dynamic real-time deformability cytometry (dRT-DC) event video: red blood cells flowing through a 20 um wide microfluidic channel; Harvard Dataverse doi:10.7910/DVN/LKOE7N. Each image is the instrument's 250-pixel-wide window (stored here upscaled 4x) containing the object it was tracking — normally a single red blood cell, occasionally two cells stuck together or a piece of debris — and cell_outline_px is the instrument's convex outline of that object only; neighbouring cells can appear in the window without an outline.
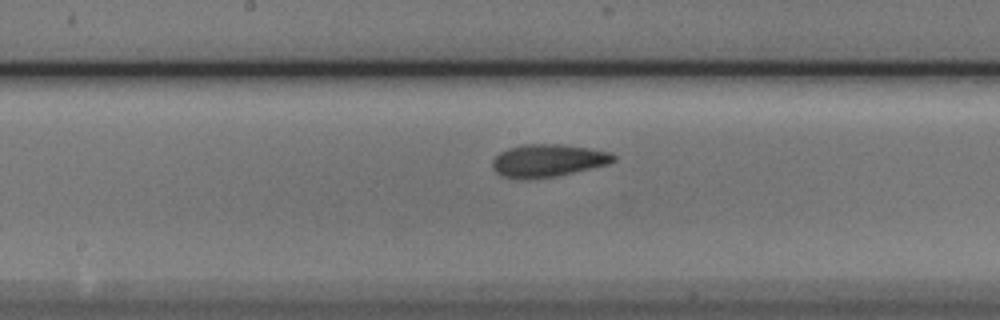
{"species": "Egyptian fruit bat (a non-hibernating species)", "species_latin": "Rousettus aegyptiacus", "temperature_condition": "cold", "stored_images_in_passage": 9, "camera_frame_rate_fps": 3000, "um_per_image_px": 0.085, "animal": {"sex": "male"}, "frame": {"image": 1, "passage_image": 8, "time_ms": 2.333, "image_size_px": [1000, 320], "cell_outline_px": [[616, 160], [608, 164], [556, 176], [528, 180], [520, 180], [500, 176], [492, 168], [492, 160], [500, 152], [508, 148], [524, 144], [560, 144], [588, 148], [612, 152], [616, 156]], "centroid_in_image_um": [46.54, 13.66], "position_along_channel_um": 201.7, "area_um2": 23.29}}
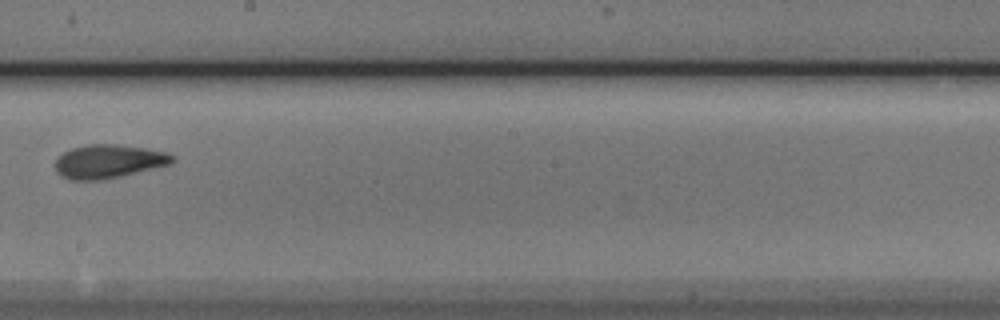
{"frame": {"image": 2, "passage_image": 9, "time_ms": 2.667, "image_size_px": [1000, 320], "cell_outline_px": [[176, 160], [172, 164], [100, 180], [72, 180], [60, 176], [56, 172], [56, 156], [72, 148], [88, 144], [116, 144], [144, 148], [168, 152], [176, 156]], "centroid_in_image_um": [9.24, 13.71], "position_along_channel_um": 239.0, "area_um2": 23.0}}